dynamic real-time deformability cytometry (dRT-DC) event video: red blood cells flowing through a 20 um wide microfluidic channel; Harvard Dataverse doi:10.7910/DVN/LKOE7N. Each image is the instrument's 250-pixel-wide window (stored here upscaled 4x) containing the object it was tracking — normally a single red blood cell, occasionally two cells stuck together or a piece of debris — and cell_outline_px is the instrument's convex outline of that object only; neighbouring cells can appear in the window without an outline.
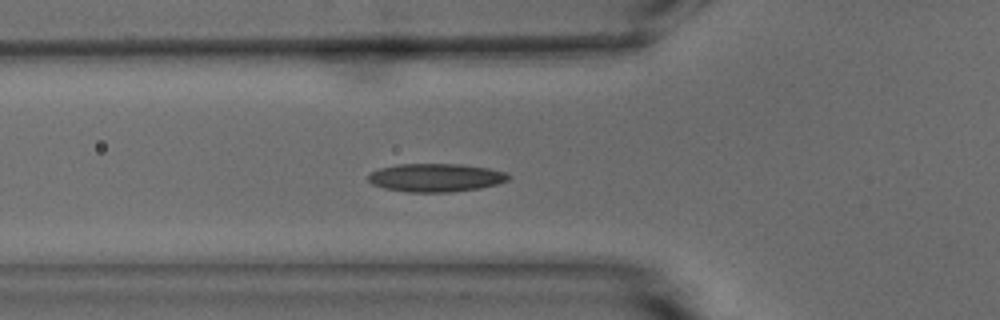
{"species": "common noctule bat (a hibernating species)", "species_latin": "Nyctalus noctula", "temperature_condition": "warm", "stored_images_in_passage": 54, "camera_frame_rate_fps": 3000, "um_per_image_px": 0.085, "animal": {"sex": "male", "body_mass_g": 15.6}, "frame": {"image": 1, "passage_image": 18, "time_ms": 5.667, "image_size_px": [1000, 320], "cell_outline_px": [[512, 176], [508, 180], [496, 184], [480, 188], [452, 192], [408, 192], [384, 188], [372, 184], [368, 180], [368, 176], [372, 172], [380, 168], [396, 164], [460, 164], [488, 168], [508, 172]], "centroid_in_image_um": [37.07, 15.1], "position_along_channel_um": 88.7, "area_um2": 23.18}}
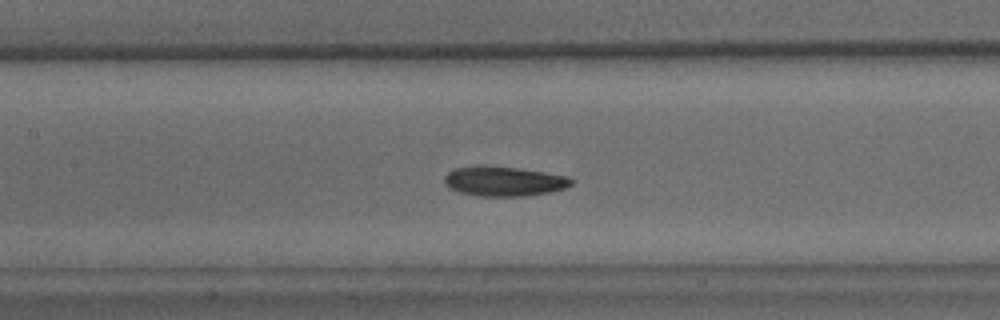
{"frame": {"image": 2, "passage_image": 24, "time_ms": 7.667, "image_size_px": [1000, 320], "cell_outline_px": [[572, 184], [564, 188], [548, 192], [524, 196], [480, 196], [460, 192], [448, 188], [444, 184], [444, 176], [452, 168], [480, 164], [484, 164], [520, 168], [568, 176], [572, 180]], "centroid_in_image_um": [42.76, 15.38], "position_along_channel_um": 164.6, "area_um2": 22.31}}
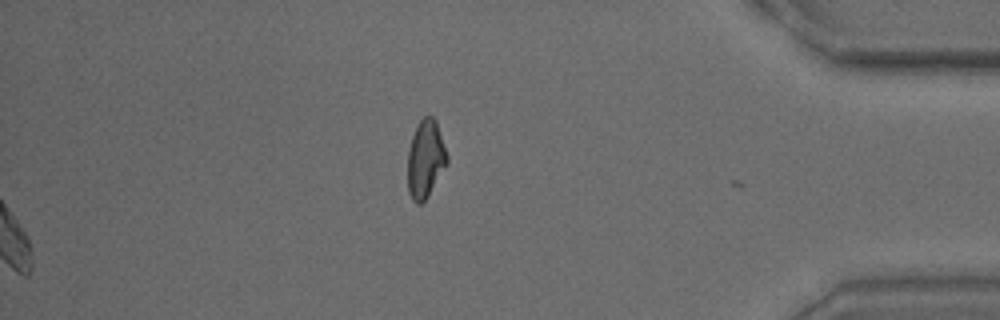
{"frame": {"image": 3, "passage_image": 54, "time_ms": 17.667, "image_size_px": [1000, 320], "cell_outline_px": [[448, 164], [428, 196], [420, 204], [416, 204], [412, 200], [408, 192], [408, 152], [412, 136], [416, 124], [424, 116], [432, 116], [436, 120], [448, 156]], "centroid_in_image_um": [36.17, 13.52], "position_along_channel_um": 399.0, "area_um2": 18.03}, "authors_computed_cell_mechanics": {"area_um2": 21.5883, "velocity_mm_per_s": 3.7522, "shape_relaxation_time_tau1_ms": 4.7487, "shape_relaxation_time_tau2_ms": 5.3019, "deformation_change_tau1": 0.1153, "deformation_change_tau2": 0.1104}}